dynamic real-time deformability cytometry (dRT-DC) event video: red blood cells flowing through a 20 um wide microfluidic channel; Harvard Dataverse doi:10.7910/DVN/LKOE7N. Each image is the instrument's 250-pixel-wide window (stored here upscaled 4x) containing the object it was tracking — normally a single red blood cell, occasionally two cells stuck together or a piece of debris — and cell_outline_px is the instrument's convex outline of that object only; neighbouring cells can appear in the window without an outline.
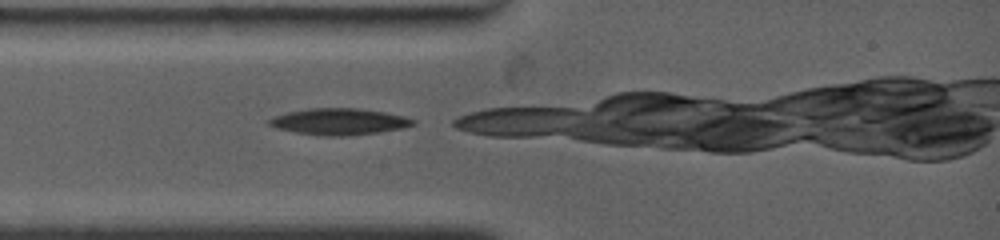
{"species": "common noctule bat (a hibernating species)", "species_latin": "Nyctalus noctula", "temperature_condition": "warm", "stored_images_in_passage": 4, "camera_frame_rate_fps": 4500, "um_per_image_px": 0.085, "animal": {"sex": "female", "body_mass_g": 19.0, "forearm_length_mm": 53.3}, "frame": {"image": 1, "passage_image": 1, "time_ms": 0.0, "image_size_px": [1000, 240], "cell_outline_px": [[416, 124], [404, 128], [380, 132], [344, 136], [324, 136], [296, 132], [280, 128], [268, 124], [268, 120], [272, 116], [288, 112], [308, 108], [356, 108], [384, 112], [404, 116], [416, 120]], "centroid_in_image_um": [28.86, 10.33], "position_along_channel_um": 56.1, "area_um2": 22.14}}